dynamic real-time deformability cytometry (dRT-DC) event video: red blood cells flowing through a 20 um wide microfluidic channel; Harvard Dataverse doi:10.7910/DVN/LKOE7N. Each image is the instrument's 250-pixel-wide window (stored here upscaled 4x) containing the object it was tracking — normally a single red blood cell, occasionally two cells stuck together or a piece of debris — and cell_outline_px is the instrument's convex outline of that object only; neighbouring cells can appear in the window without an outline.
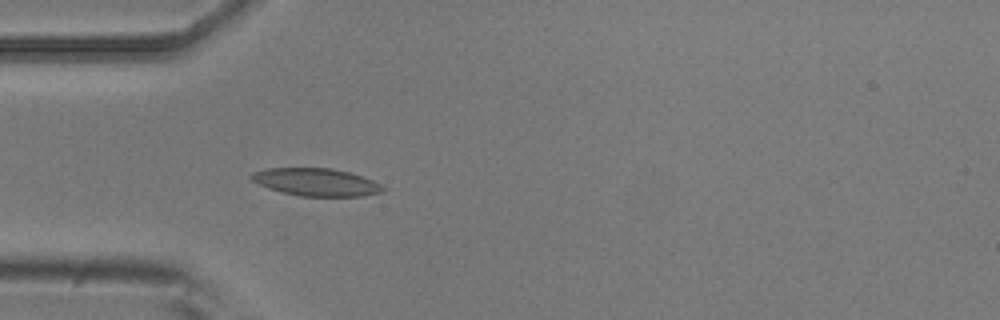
{"species": "common noctule bat (a hibernating species)", "species_latin": "Nyctalus noctula", "temperature_condition": "room temperature", "stored_images_in_passage": 5, "camera_frame_rate_fps": 3000, "um_per_image_px": 0.085, "animal": {"sex": "male", "body_mass_g": 20.5, "forearm_length_mm": 52.5}, "frame": {"image": 1, "passage_image": 5, "time_ms": 1.333, "image_size_px": [1000, 320], "cell_outline_px": [[388, 188], [384, 192], [364, 196], [300, 196], [280, 192], [268, 188], [252, 180], [248, 176], [252, 172], [264, 168], [332, 168], [348, 172], [372, 180]], "centroid_in_image_um": [26.87, 15.48], "position_along_channel_um": 58.1, "area_um2": 21.33}}